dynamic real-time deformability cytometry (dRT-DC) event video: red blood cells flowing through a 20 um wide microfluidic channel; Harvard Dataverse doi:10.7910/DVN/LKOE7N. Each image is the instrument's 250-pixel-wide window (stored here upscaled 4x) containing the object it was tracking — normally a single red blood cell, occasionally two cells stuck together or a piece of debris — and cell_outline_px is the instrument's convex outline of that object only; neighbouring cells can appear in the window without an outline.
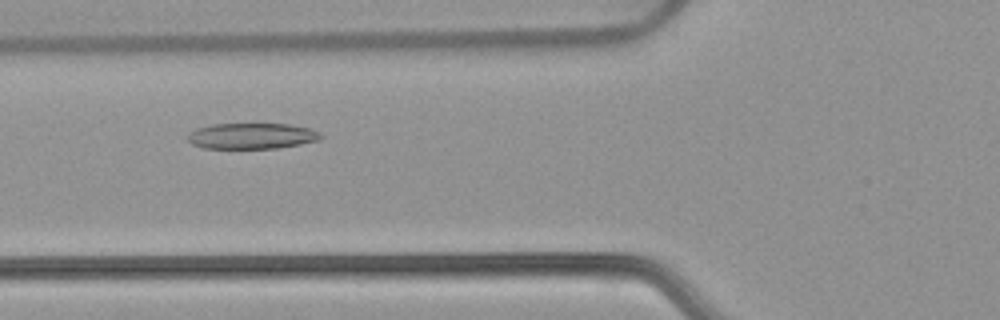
{"species": "common noctule bat (a hibernating species)", "species_latin": "Nyctalus noctula", "temperature_condition": "warm", "stored_images_in_passage": 50, "camera_frame_rate_fps": 3000, "um_per_image_px": 0.085, "animal": {"sex": "female", "body_mass_g": 22.7, "forearm_length_mm": 54.2}, "frame": {"image": 1, "passage_image": 17, "time_ms": 5.333, "image_size_px": [1000, 320], "cell_outline_px": [[324, 136], [320, 140], [300, 144], [276, 148], [204, 148], [192, 144], [188, 140], [188, 132], [196, 128], [212, 124], [288, 124], [308, 128], [320, 132]], "centroid_in_image_um": [21.4, 11.55], "position_along_channel_um": 104.4, "area_um2": 20.06}}
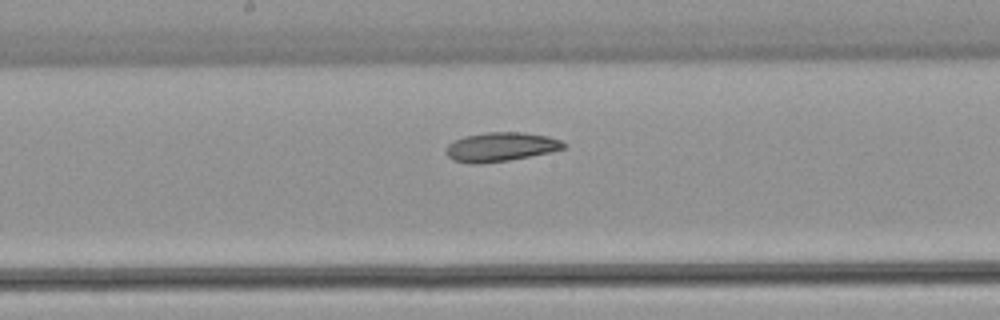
{"frame": {"image": 2, "passage_image": 25, "time_ms": 8.0, "image_size_px": [1000, 320], "cell_outline_px": [[568, 144], [564, 148], [552, 152], [508, 160], [480, 164], [472, 164], [452, 160], [444, 152], [448, 144], [464, 136], [488, 132], [524, 132], [548, 136], [560, 140]], "centroid_in_image_um": [42.56, 12.49], "position_along_channel_um": 205.6, "area_um2": 20.06}}
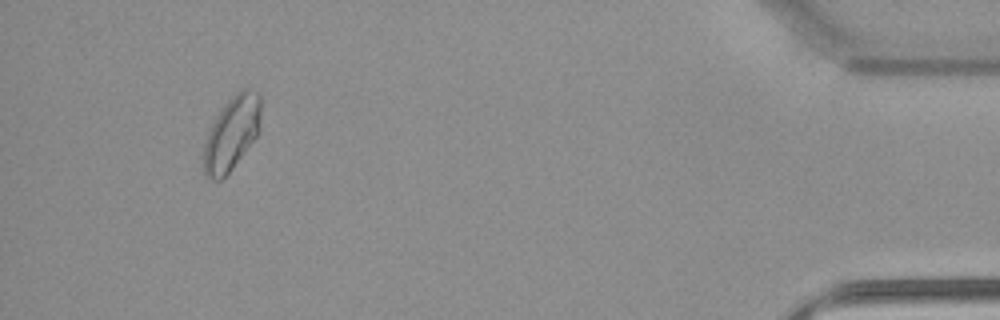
{"frame": {"image": 3, "passage_image": 47, "time_ms": 15.333, "image_size_px": [1000, 320], "cell_outline_px": [[260, 132], [232, 168], [220, 180], [212, 180], [204, 176], [200, 160], [200, 156], [208, 132], [220, 108], [240, 88], [252, 88], [260, 92]], "centroid_in_image_um": [19.66, 11.33], "position_along_channel_um": 415.5, "area_um2": 25.26}, "authors_computed_cell_mechanics": {"area_um2": 21.5594, "velocity_mm_per_s": 3.796, "shape_relaxation_time_tau1_ms": null, "shape_relaxation_time_tau2_ms": 2.5634, "deformation_change_tau1": null, "deformation_change_tau2": 0.0719}}